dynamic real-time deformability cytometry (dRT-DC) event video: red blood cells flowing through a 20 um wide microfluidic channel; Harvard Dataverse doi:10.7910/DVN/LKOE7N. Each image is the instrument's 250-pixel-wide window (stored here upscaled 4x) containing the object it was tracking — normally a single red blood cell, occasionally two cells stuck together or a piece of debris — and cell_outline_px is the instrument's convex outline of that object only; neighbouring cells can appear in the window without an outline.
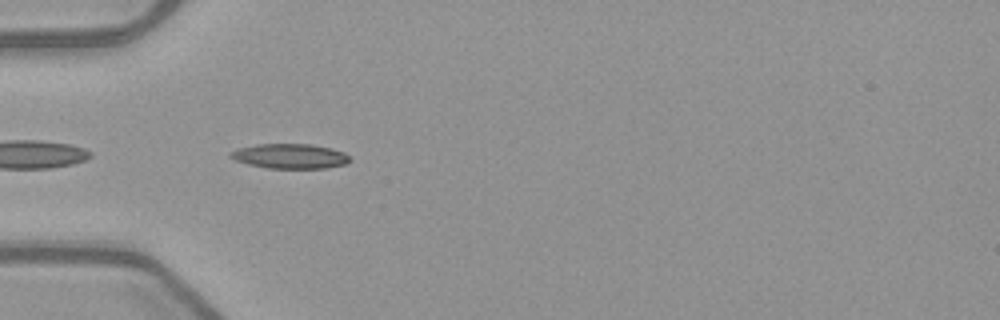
{"species": "common noctule bat (a hibernating species)", "species_latin": "Nyctalus noctula", "temperature_condition": "warm", "stored_images_in_passage": 37, "camera_frame_rate_fps": 3000, "um_per_image_px": 0.085, "animal": {"sex": "female", "body_mass_g": 21.9}, "frame": {"image": 1, "passage_image": 2, "time_ms": 0.333, "image_size_px": [1000, 320], "cell_outline_px": [[352, 160], [344, 164], [324, 168], [268, 168], [248, 164], [236, 160], [228, 156], [228, 152], [240, 148], [256, 144], [312, 144], [332, 148], [344, 152]], "centroid_in_image_um": [24.65, 13.26], "position_along_channel_um": 60.4, "area_um2": 17.22}}
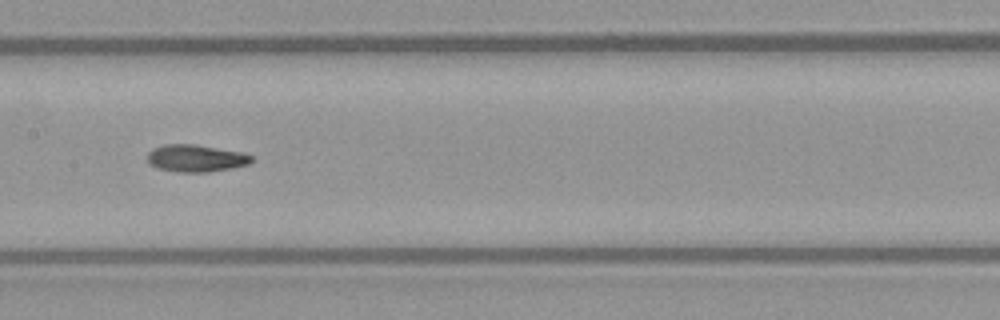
{"frame": {"image": 2, "passage_image": 12, "time_ms": 3.667, "image_size_px": [1000, 320], "cell_outline_px": [[252, 160], [248, 164], [232, 168], [208, 172], [180, 172], [160, 168], [148, 164], [148, 152], [152, 148], [164, 144], [196, 144], [244, 152], [252, 156]], "centroid_in_image_um": [16.65, 13.44], "position_along_channel_um": 190.7, "area_um2": 16.59}}
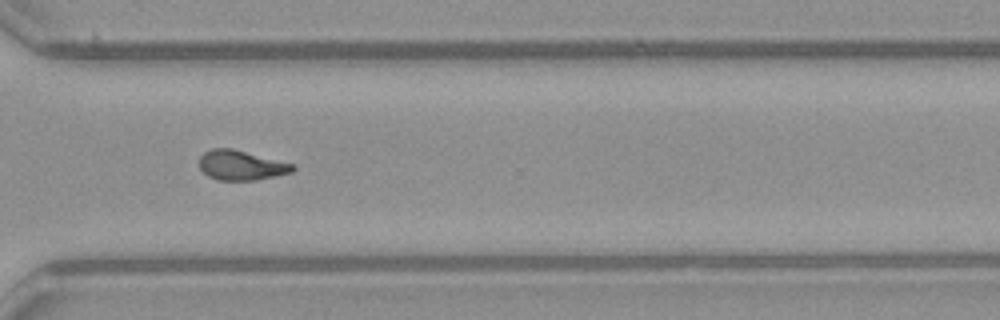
{"frame": {"image": 3, "passage_image": 24, "time_ms": 7.667, "image_size_px": [1000, 320], "cell_outline_px": [[296, 168], [292, 172], [276, 176], [256, 180], [216, 180], [208, 176], [200, 168], [200, 156], [204, 152], [212, 148], [232, 148], [296, 164]], "centroid_in_image_um": [20.53, 14.04], "position_along_channel_um": 350.1, "area_um2": 16.36}, "authors_computed_cell_mechanics": {"area_um2": 16.2996, "velocity_mm_per_s": 4.0049, "shape_relaxation_time_tau1_ms": 6.9179, "shape_relaxation_time_tau2_ms": 2.7721, "deformation_change_tau1": 0.2049, "deformation_change_tau2": 0.0901}}